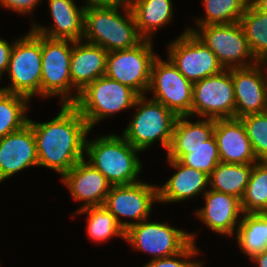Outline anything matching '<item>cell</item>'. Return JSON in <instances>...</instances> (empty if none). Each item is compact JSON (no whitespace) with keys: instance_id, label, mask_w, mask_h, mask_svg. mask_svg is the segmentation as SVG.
<instances>
[{"instance_id":"obj_19","label":"cell","mask_w":267,"mask_h":267,"mask_svg":"<svg viewBox=\"0 0 267 267\" xmlns=\"http://www.w3.org/2000/svg\"><path fill=\"white\" fill-rule=\"evenodd\" d=\"M220 162L254 164L258 162L245 127L239 118L215 119L213 133Z\"/></svg>"},{"instance_id":"obj_9","label":"cell","mask_w":267,"mask_h":267,"mask_svg":"<svg viewBox=\"0 0 267 267\" xmlns=\"http://www.w3.org/2000/svg\"><path fill=\"white\" fill-rule=\"evenodd\" d=\"M196 233H189L168 222H153L149 219L125 230L126 243L133 250L152 255L153 259L170 257L181 252L191 241L196 243Z\"/></svg>"},{"instance_id":"obj_40","label":"cell","mask_w":267,"mask_h":267,"mask_svg":"<svg viewBox=\"0 0 267 267\" xmlns=\"http://www.w3.org/2000/svg\"><path fill=\"white\" fill-rule=\"evenodd\" d=\"M264 68H265V81H266V112H267V62H264Z\"/></svg>"},{"instance_id":"obj_13","label":"cell","mask_w":267,"mask_h":267,"mask_svg":"<svg viewBox=\"0 0 267 267\" xmlns=\"http://www.w3.org/2000/svg\"><path fill=\"white\" fill-rule=\"evenodd\" d=\"M158 202V185L145 181L112 186L106 196L104 207L111 212L118 224L124 229L149 219L153 203ZM134 221H124L121 218Z\"/></svg>"},{"instance_id":"obj_25","label":"cell","mask_w":267,"mask_h":267,"mask_svg":"<svg viewBox=\"0 0 267 267\" xmlns=\"http://www.w3.org/2000/svg\"><path fill=\"white\" fill-rule=\"evenodd\" d=\"M235 236L238 247L250 259L267 251V213H244Z\"/></svg>"},{"instance_id":"obj_27","label":"cell","mask_w":267,"mask_h":267,"mask_svg":"<svg viewBox=\"0 0 267 267\" xmlns=\"http://www.w3.org/2000/svg\"><path fill=\"white\" fill-rule=\"evenodd\" d=\"M87 216V235L91 240L98 243H104L113 237H120L125 240V230L118 224L115 216L109 212L103 205L88 206L76 210L73 214Z\"/></svg>"},{"instance_id":"obj_38","label":"cell","mask_w":267,"mask_h":267,"mask_svg":"<svg viewBox=\"0 0 267 267\" xmlns=\"http://www.w3.org/2000/svg\"><path fill=\"white\" fill-rule=\"evenodd\" d=\"M254 263L255 266L258 267H267V251H263L260 254L255 255L252 259H250Z\"/></svg>"},{"instance_id":"obj_4","label":"cell","mask_w":267,"mask_h":267,"mask_svg":"<svg viewBox=\"0 0 267 267\" xmlns=\"http://www.w3.org/2000/svg\"><path fill=\"white\" fill-rule=\"evenodd\" d=\"M140 95L131 121L122 131V136L142 153L157 142L168 150L177 116L162 103Z\"/></svg>"},{"instance_id":"obj_23","label":"cell","mask_w":267,"mask_h":267,"mask_svg":"<svg viewBox=\"0 0 267 267\" xmlns=\"http://www.w3.org/2000/svg\"><path fill=\"white\" fill-rule=\"evenodd\" d=\"M190 116H179L174 124L172 140L167 158L179 160L186 154V148H194L209 140L214 133L215 119L202 118L191 121Z\"/></svg>"},{"instance_id":"obj_1","label":"cell","mask_w":267,"mask_h":267,"mask_svg":"<svg viewBox=\"0 0 267 267\" xmlns=\"http://www.w3.org/2000/svg\"><path fill=\"white\" fill-rule=\"evenodd\" d=\"M36 140L38 166L52 169L60 178L85 159L86 140L91 129L72 104H61L56 117L48 122L31 119Z\"/></svg>"},{"instance_id":"obj_37","label":"cell","mask_w":267,"mask_h":267,"mask_svg":"<svg viewBox=\"0 0 267 267\" xmlns=\"http://www.w3.org/2000/svg\"><path fill=\"white\" fill-rule=\"evenodd\" d=\"M129 0H85L82 5L85 9L90 7H116L128 5Z\"/></svg>"},{"instance_id":"obj_6","label":"cell","mask_w":267,"mask_h":267,"mask_svg":"<svg viewBox=\"0 0 267 267\" xmlns=\"http://www.w3.org/2000/svg\"><path fill=\"white\" fill-rule=\"evenodd\" d=\"M26 33L14 40L6 71L11 83L4 88L31 100L41 97L42 35L33 30Z\"/></svg>"},{"instance_id":"obj_28","label":"cell","mask_w":267,"mask_h":267,"mask_svg":"<svg viewBox=\"0 0 267 267\" xmlns=\"http://www.w3.org/2000/svg\"><path fill=\"white\" fill-rule=\"evenodd\" d=\"M239 23L252 55L258 62H267V14L248 4Z\"/></svg>"},{"instance_id":"obj_29","label":"cell","mask_w":267,"mask_h":267,"mask_svg":"<svg viewBox=\"0 0 267 267\" xmlns=\"http://www.w3.org/2000/svg\"><path fill=\"white\" fill-rule=\"evenodd\" d=\"M29 101L32 100L20 94L0 93V138L28 124Z\"/></svg>"},{"instance_id":"obj_32","label":"cell","mask_w":267,"mask_h":267,"mask_svg":"<svg viewBox=\"0 0 267 267\" xmlns=\"http://www.w3.org/2000/svg\"><path fill=\"white\" fill-rule=\"evenodd\" d=\"M179 161L187 167L195 168L210 175L220 162L214 135L200 146L186 148V154Z\"/></svg>"},{"instance_id":"obj_36","label":"cell","mask_w":267,"mask_h":267,"mask_svg":"<svg viewBox=\"0 0 267 267\" xmlns=\"http://www.w3.org/2000/svg\"><path fill=\"white\" fill-rule=\"evenodd\" d=\"M13 46L14 40L9 43L7 40L0 38V74L2 76L6 74Z\"/></svg>"},{"instance_id":"obj_41","label":"cell","mask_w":267,"mask_h":267,"mask_svg":"<svg viewBox=\"0 0 267 267\" xmlns=\"http://www.w3.org/2000/svg\"><path fill=\"white\" fill-rule=\"evenodd\" d=\"M1 78H3V76L0 74V81L2 80ZM5 92V88L2 86H0V93Z\"/></svg>"},{"instance_id":"obj_31","label":"cell","mask_w":267,"mask_h":267,"mask_svg":"<svg viewBox=\"0 0 267 267\" xmlns=\"http://www.w3.org/2000/svg\"><path fill=\"white\" fill-rule=\"evenodd\" d=\"M205 17H197L195 25H217L239 22L247 0H202Z\"/></svg>"},{"instance_id":"obj_26","label":"cell","mask_w":267,"mask_h":267,"mask_svg":"<svg viewBox=\"0 0 267 267\" xmlns=\"http://www.w3.org/2000/svg\"><path fill=\"white\" fill-rule=\"evenodd\" d=\"M253 165L219 162L209 175V189L242 199Z\"/></svg>"},{"instance_id":"obj_2","label":"cell","mask_w":267,"mask_h":267,"mask_svg":"<svg viewBox=\"0 0 267 267\" xmlns=\"http://www.w3.org/2000/svg\"><path fill=\"white\" fill-rule=\"evenodd\" d=\"M106 135H97L93 140H86L87 162L99 170L112 186L140 181L138 176L143 163L137 154L141 151L133 147L122 135Z\"/></svg>"},{"instance_id":"obj_30","label":"cell","mask_w":267,"mask_h":267,"mask_svg":"<svg viewBox=\"0 0 267 267\" xmlns=\"http://www.w3.org/2000/svg\"><path fill=\"white\" fill-rule=\"evenodd\" d=\"M241 205L244 213H267V161L254 163Z\"/></svg>"},{"instance_id":"obj_7","label":"cell","mask_w":267,"mask_h":267,"mask_svg":"<svg viewBox=\"0 0 267 267\" xmlns=\"http://www.w3.org/2000/svg\"><path fill=\"white\" fill-rule=\"evenodd\" d=\"M72 47L71 40L42 36L41 98L59 96L61 104H73L77 100L79 92L72 86L70 77Z\"/></svg>"},{"instance_id":"obj_17","label":"cell","mask_w":267,"mask_h":267,"mask_svg":"<svg viewBox=\"0 0 267 267\" xmlns=\"http://www.w3.org/2000/svg\"><path fill=\"white\" fill-rule=\"evenodd\" d=\"M32 166H38V155L34 132L29 124L0 138V184Z\"/></svg>"},{"instance_id":"obj_12","label":"cell","mask_w":267,"mask_h":267,"mask_svg":"<svg viewBox=\"0 0 267 267\" xmlns=\"http://www.w3.org/2000/svg\"><path fill=\"white\" fill-rule=\"evenodd\" d=\"M166 48L167 57L193 84L224 70L215 53L187 28Z\"/></svg>"},{"instance_id":"obj_5","label":"cell","mask_w":267,"mask_h":267,"mask_svg":"<svg viewBox=\"0 0 267 267\" xmlns=\"http://www.w3.org/2000/svg\"><path fill=\"white\" fill-rule=\"evenodd\" d=\"M139 96L131 87L102 76L79 92L72 105L92 129L95 124L122 110L133 109Z\"/></svg>"},{"instance_id":"obj_33","label":"cell","mask_w":267,"mask_h":267,"mask_svg":"<svg viewBox=\"0 0 267 267\" xmlns=\"http://www.w3.org/2000/svg\"><path fill=\"white\" fill-rule=\"evenodd\" d=\"M251 141L258 161H267V112L248 114L239 118Z\"/></svg>"},{"instance_id":"obj_20","label":"cell","mask_w":267,"mask_h":267,"mask_svg":"<svg viewBox=\"0 0 267 267\" xmlns=\"http://www.w3.org/2000/svg\"><path fill=\"white\" fill-rule=\"evenodd\" d=\"M50 16L53 24L49 27L35 23L34 32L50 39L78 41L84 35V11L83 5L77 6L74 0H47Z\"/></svg>"},{"instance_id":"obj_15","label":"cell","mask_w":267,"mask_h":267,"mask_svg":"<svg viewBox=\"0 0 267 267\" xmlns=\"http://www.w3.org/2000/svg\"><path fill=\"white\" fill-rule=\"evenodd\" d=\"M264 62L231 69L235 95V118L266 112Z\"/></svg>"},{"instance_id":"obj_24","label":"cell","mask_w":267,"mask_h":267,"mask_svg":"<svg viewBox=\"0 0 267 267\" xmlns=\"http://www.w3.org/2000/svg\"><path fill=\"white\" fill-rule=\"evenodd\" d=\"M172 1L129 0L137 30L143 39L153 40L154 32L172 21L175 8Z\"/></svg>"},{"instance_id":"obj_8","label":"cell","mask_w":267,"mask_h":267,"mask_svg":"<svg viewBox=\"0 0 267 267\" xmlns=\"http://www.w3.org/2000/svg\"><path fill=\"white\" fill-rule=\"evenodd\" d=\"M187 28L211 49L224 69L249 67L258 61L252 55L239 22L217 25H194Z\"/></svg>"},{"instance_id":"obj_42","label":"cell","mask_w":267,"mask_h":267,"mask_svg":"<svg viewBox=\"0 0 267 267\" xmlns=\"http://www.w3.org/2000/svg\"><path fill=\"white\" fill-rule=\"evenodd\" d=\"M255 0H247L248 4H252Z\"/></svg>"},{"instance_id":"obj_22","label":"cell","mask_w":267,"mask_h":267,"mask_svg":"<svg viewBox=\"0 0 267 267\" xmlns=\"http://www.w3.org/2000/svg\"><path fill=\"white\" fill-rule=\"evenodd\" d=\"M107 54L99 45L84 40L73 41L70 77L72 86L78 92L97 78L105 76Z\"/></svg>"},{"instance_id":"obj_16","label":"cell","mask_w":267,"mask_h":267,"mask_svg":"<svg viewBox=\"0 0 267 267\" xmlns=\"http://www.w3.org/2000/svg\"><path fill=\"white\" fill-rule=\"evenodd\" d=\"M202 198L205 204L196 209V218L219 235L234 236L244 214L241 199L211 189Z\"/></svg>"},{"instance_id":"obj_11","label":"cell","mask_w":267,"mask_h":267,"mask_svg":"<svg viewBox=\"0 0 267 267\" xmlns=\"http://www.w3.org/2000/svg\"><path fill=\"white\" fill-rule=\"evenodd\" d=\"M153 100L162 103L177 117L192 116L193 83L186 79L167 57L159 55L151 68V79L147 93Z\"/></svg>"},{"instance_id":"obj_39","label":"cell","mask_w":267,"mask_h":267,"mask_svg":"<svg viewBox=\"0 0 267 267\" xmlns=\"http://www.w3.org/2000/svg\"><path fill=\"white\" fill-rule=\"evenodd\" d=\"M252 5L260 12L267 14V0H255Z\"/></svg>"},{"instance_id":"obj_10","label":"cell","mask_w":267,"mask_h":267,"mask_svg":"<svg viewBox=\"0 0 267 267\" xmlns=\"http://www.w3.org/2000/svg\"><path fill=\"white\" fill-rule=\"evenodd\" d=\"M157 56L153 40L146 39L133 48L108 52L105 76L131 87L139 95H148L151 68Z\"/></svg>"},{"instance_id":"obj_35","label":"cell","mask_w":267,"mask_h":267,"mask_svg":"<svg viewBox=\"0 0 267 267\" xmlns=\"http://www.w3.org/2000/svg\"><path fill=\"white\" fill-rule=\"evenodd\" d=\"M41 0H0V6L7 10L15 11L21 15L33 14Z\"/></svg>"},{"instance_id":"obj_14","label":"cell","mask_w":267,"mask_h":267,"mask_svg":"<svg viewBox=\"0 0 267 267\" xmlns=\"http://www.w3.org/2000/svg\"><path fill=\"white\" fill-rule=\"evenodd\" d=\"M192 117L235 118V95L231 69L193 84Z\"/></svg>"},{"instance_id":"obj_3","label":"cell","mask_w":267,"mask_h":267,"mask_svg":"<svg viewBox=\"0 0 267 267\" xmlns=\"http://www.w3.org/2000/svg\"><path fill=\"white\" fill-rule=\"evenodd\" d=\"M82 40L99 45L107 52H112L133 48L143 38L137 30L133 13L128 4L85 9Z\"/></svg>"},{"instance_id":"obj_34","label":"cell","mask_w":267,"mask_h":267,"mask_svg":"<svg viewBox=\"0 0 267 267\" xmlns=\"http://www.w3.org/2000/svg\"><path fill=\"white\" fill-rule=\"evenodd\" d=\"M199 253L201 252L199 251L198 246H196V243L191 241L178 254L165 258L151 259L142 267H204L203 261L200 262L198 259L191 260Z\"/></svg>"},{"instance_id":"obj_21","label":"cell","mask_w":267,"mask_h":267,"mask_svg":"<svg viewBox=\"0 0 267 267\" xmlns=\"http://www.w3.org/2000/svg\"><path fill=\"white\" fill-rule=\"evenodd\" d=\"M175 173L162 186L158 185V203H179L203 196L209 190V175L182 164L179 160L167 158ZM208 187V188H207Z\"/></svg>"},{"instance_id":"obj_18","label":"cell","mask_w":267,"mask_h":267,"mask_svg":"<svg viewBox=\"0 0 267 267\" xmlns=\"http://www.w3.org/2000/svg\"><path fill=\"white\" fill-rule=\"evenodd\" d=\"M74 201H83L80 208L104 205L112 185L105 176L85 159L61 177Z\"/></svg>"}]
</instances>
